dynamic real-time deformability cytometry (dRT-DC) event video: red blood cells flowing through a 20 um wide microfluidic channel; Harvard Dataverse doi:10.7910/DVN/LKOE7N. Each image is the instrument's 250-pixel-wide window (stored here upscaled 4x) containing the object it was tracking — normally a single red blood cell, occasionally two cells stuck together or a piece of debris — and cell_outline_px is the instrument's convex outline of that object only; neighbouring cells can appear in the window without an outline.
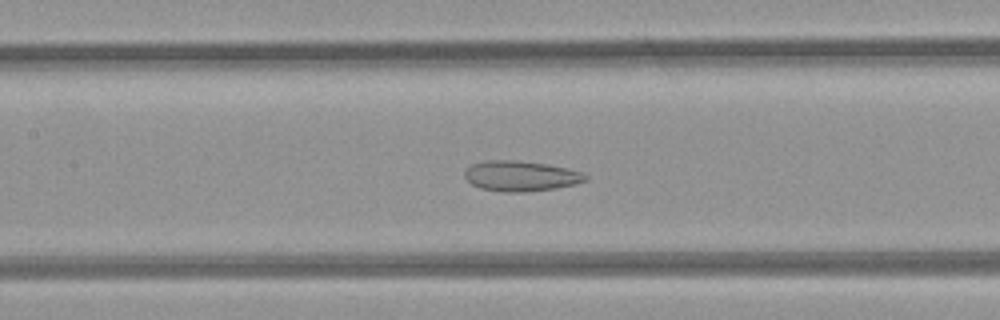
{"species": "common noctule bat (a hibernating species)", "species_latin": "Nyctalus noctula", "temperature_condition": "room temperature", "stored_images_in_passage": 43, "camera_frame_rate_fps": 3000, "um_per_image_px": 0.085, "animal": {"sex": "female", "body_mass_g": 21.9}, "frame": {"image": 1, "passage_image": 23, "time_ms": 7.333, "image_size_px": [1000, 320], "cell_outline_px": [[588, 180], [576, 184], [556, 188], [524, 192], [504, 192], [480, 188], [472, 184], [464, 176], [464, 172], [472, 164], [488, 160], [520, 160], [548, 164], [580, 172], [588, 176]], "centroid_in_image_um": [44.27, 14.96], "position_along_channel_um": 163.1, "area_um2": 21.33}}
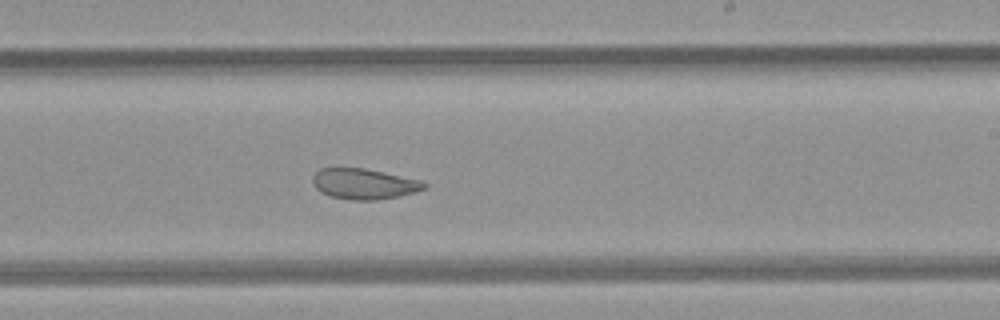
{"frame": {"image": 2, "passage_image": 30, "time_ms": 9.667, "image_size_px": [1000, 320], "cell_outline_px": [[428, 188], [416, 192], [400, 196], [376, 200], [352, 200], [332, 196], [320, 192], [312, 184], [312, 176], [320, 168], [364, 168], [424, 180], [428, 184]], "centroid_in_image_um": [30.99, 15.63], "position_along_channel_um": 258.0, "area_um2": 20.17}}
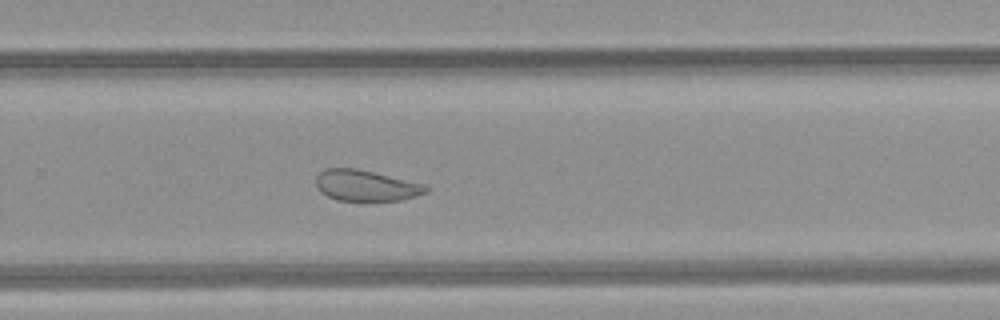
{"frame": {"image": 3, "passage_image": 33, "time_ms": 10.667, "image_size_px": [1000, 320], "cell_outline_px": [[428, 192], [400, 200], [336, 200], [320, 192], [316, 184], [316, 176], [320, 172], [328, 168], [356, 168], [428, 184]], "centroid_in_image_um": [31.13, 15.76], "position_along_channel_um": 298.7, "area_um2": 19.83}, "authors_computed_cell_mechanics": {"area_um2": 26.2412, "velocity_mm_per_s": 4.0869, "shape_relaxation_time_tau1_ms": null, "shape_relaxation_time_tau2_ms": 1.8174, "deformation_change_tau1": null, "deformation_change_tau2": 0.0846}}